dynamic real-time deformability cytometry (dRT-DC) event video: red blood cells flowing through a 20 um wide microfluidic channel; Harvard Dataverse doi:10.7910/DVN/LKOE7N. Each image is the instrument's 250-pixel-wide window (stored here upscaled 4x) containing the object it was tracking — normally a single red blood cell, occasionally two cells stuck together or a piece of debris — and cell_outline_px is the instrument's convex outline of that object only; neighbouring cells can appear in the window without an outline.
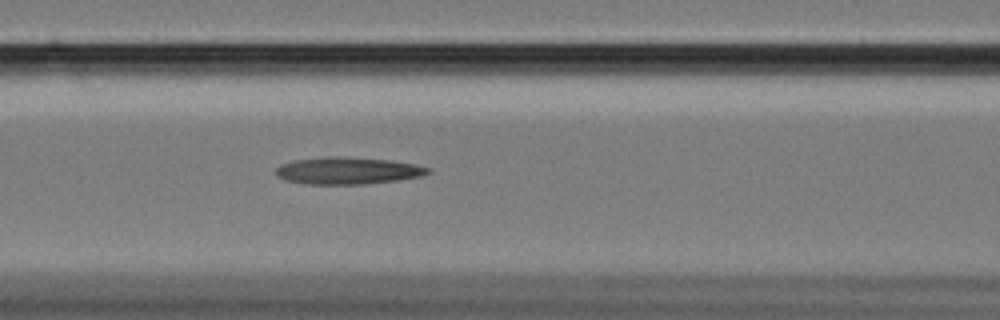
{"species": "Egyptian fruit bat (a non-hibernating species)", "species_latin": "Rousettus aegyptiacus", "temperature_condition": "cold", "stored_images_in_passage": 53, "camera_frame_rate_fps": 3000, "um_per_image_px": 0.085, "animal": {"sex": "female"}, "frame": {"image": 1, "passage_image": 24, "time_ms": 7.667, "image_size_px": [1000, 320], "cell_outline_px": [[432, 172], [420, 176], [400, 180], [364, 184], [304, 184], [288, 180], [280, 176], [276, 172], [276, 168], [284, 164], [296, 160], [332, 156], [340, 156], [388, 160], [416, 164], [428, 168]], "centroid_in_image_um": [29.62, 14.51], "position_along_channel_um": 137.0, "area_um2": 23.64}}
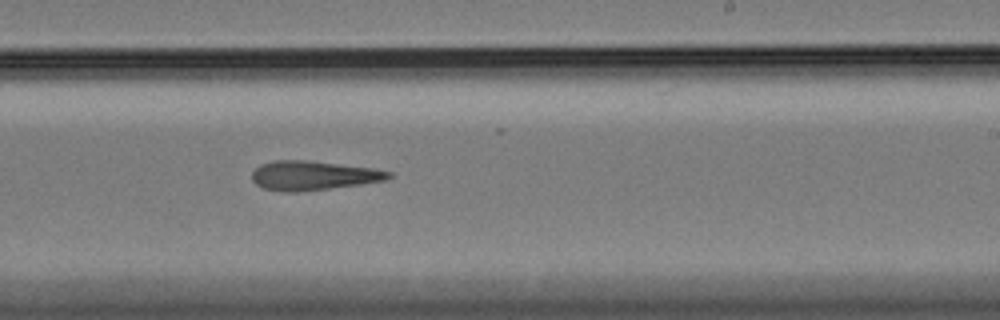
{"frame": {"image": 2, "passage_image": 35, "time_ms": 11.333, "image_size_px": [1000, 320], "cell_outline_px": [[392, 176], [384, 180], [360, 184], [296, 192], [280, 192], [264, 188], [256, 184], [252, 180], [252, 172], [260, 164], [272, 160], [308, 160], [372, 168], [392, 172]], "centroid_in_image_um": [26.57, 14.91], "position_along_channel_um": 262.4, "area_um2": 23.18}}
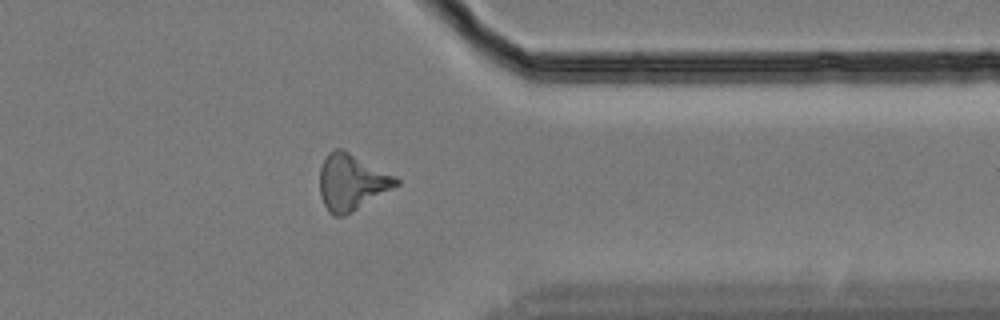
{"frame": {"image": 3, "passage_image": 46, "time_ms": 15.0, "image_size_px": [1000, 320], "cell_outline_px": [[400, 184], [352, 212], [344, 216], [332, 216], [328, 212], [320, 196], [320, 168], [328, 152], [332, 148], [340, 148], [396, 176], [400, 180]], "centroid_in_image_um": [29.87, 15.5], "position_along_channel_um": 381.5, "area_um2": 24.91}}